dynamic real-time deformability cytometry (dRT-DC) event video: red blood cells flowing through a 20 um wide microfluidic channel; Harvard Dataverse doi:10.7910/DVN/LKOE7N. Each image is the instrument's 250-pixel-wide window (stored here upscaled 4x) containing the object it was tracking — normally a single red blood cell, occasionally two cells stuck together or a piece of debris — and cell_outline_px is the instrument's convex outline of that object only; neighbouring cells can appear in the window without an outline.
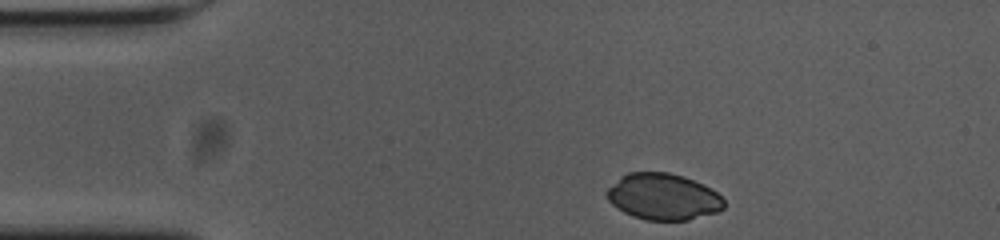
{"species": "common noctule bat (a hibernating species)", "species_latin": "Nyctalus noctula", "temperature_condition": "cold", "stored_images_in_passage": 36, "camera_frame_rate_fps": 3000, "um_per_image_px": 0.085, "animal": {"sex": "female", "body_mass_g": 23.0, "forearm_length_mm": 53.4}, "frame": {"image": 1, "passage_image": 1, "time_ms": 0.0, "image_size_px": [1000, 240], "cell_outline_px": [[724, 208], [716, 212], [688, 220], [644, 220], [632, 216], [624, 212], [612, 204], [608, 200], [604, 192], [620, 176], [628, 172], [668, 172], [684, 176], [712, 188], [724, 200]], "centroid_in_image_um": [56.35, 16.71], "position_along_channel_um": 28.7, "area_um2": 31.79}}